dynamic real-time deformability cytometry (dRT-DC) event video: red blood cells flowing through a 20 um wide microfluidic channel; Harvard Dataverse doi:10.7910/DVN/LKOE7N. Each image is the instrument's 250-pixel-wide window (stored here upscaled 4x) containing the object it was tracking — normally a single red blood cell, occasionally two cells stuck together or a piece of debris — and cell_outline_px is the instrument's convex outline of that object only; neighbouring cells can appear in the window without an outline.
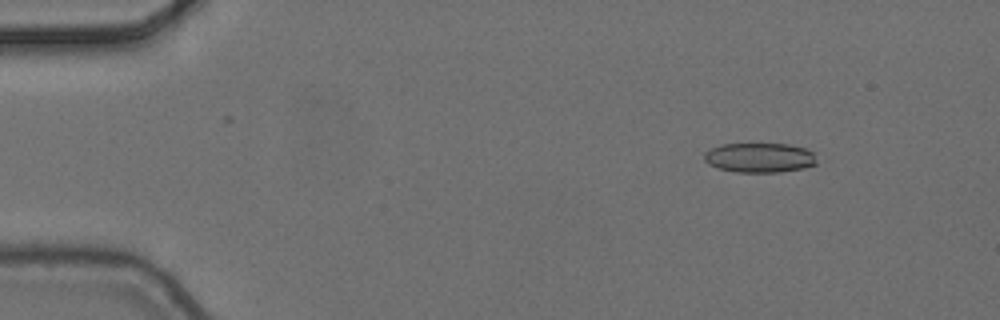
{"species": "common noctule bat (a hibernating species)", "species_latin": "Nyctalus noctula", "temperature_condition": "cold", "stored_images_in_passage": 5, "camera_frame_rate_fps": 3000, "um_per_image_px": 0.085, "animal": {"sex": "female", "body_mass_g": 24.6, "forearm_length_mm": 56.2}, "frame": {"image": 1, "passage_image": 2, "time_ms": 0.333, "image_size_px": [1000, 320], "cell_outline_px": [[816, 164], [804, 168], [780, 172], [736, 172], [720, 168], [708, 164], [704, 160], [704, 152], [720, 144], [788, 144], [804, 148], [812, 152], [816, 160]], "centroid_in_image_um": [64.55, 13.4], "position_along_channel_um": 20.5, "area_um2": 19.36}}
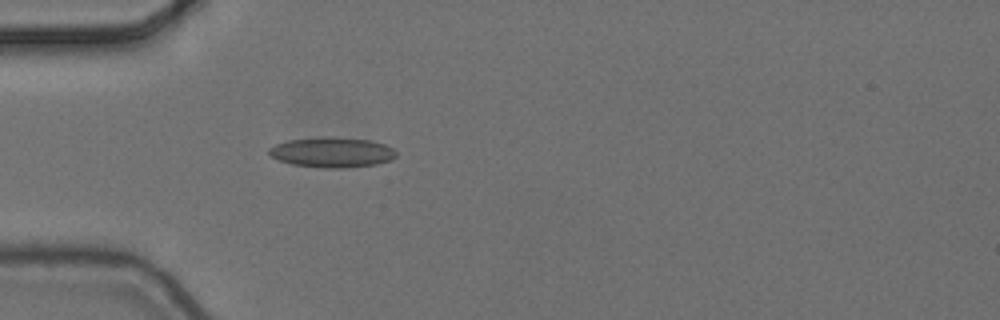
{"frame": {"image": 2, "passage_image": 5, "time_ms": 1.333, "image_size_px": [1000, 320], "cell_outline_px": [[396, 156], [392, 160], [376, 164], [340, 168], [324, 168], [292, 164], [280, 160], [272, 156], [268, 152], [268, 148], [276, 144], [288, 140], [368, 140], [384, 144], [392, 148], [396, 152]], "centroid_in_image_um": [28.24, 13.01], "position_along_channel_um": 56.8, "area_um2": 21.04}}